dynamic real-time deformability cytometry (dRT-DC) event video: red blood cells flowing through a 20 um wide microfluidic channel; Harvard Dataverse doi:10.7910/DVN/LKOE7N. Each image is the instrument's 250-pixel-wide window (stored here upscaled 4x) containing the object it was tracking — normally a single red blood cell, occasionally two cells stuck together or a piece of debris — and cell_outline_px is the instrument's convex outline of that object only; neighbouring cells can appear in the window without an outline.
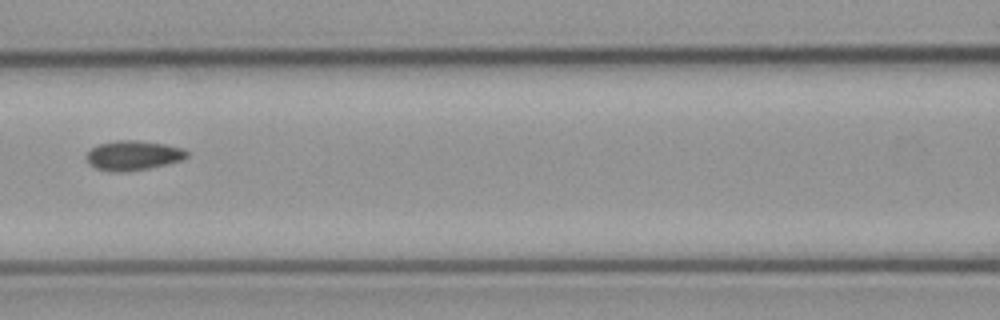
{"species": "common noctule bat (a hibernating species)", "species_latin": "Nyctalus noctula", "temperature_condition": "cold", "stored_images_in_passage": 4, "camera_frame_rate_fps": 3000, "um_per_image_px": 0.085, "animal": {"sex": "male", "body_mass_g": 23.1, "forearm_length_mm": 52.7}, "frame": {"image": 1, "passage_image": 4, "time_ms": 4.333, "image_size_px": [1000, 320], "cell_outline_px": [[188, 156], [184, 160], [168, 164], [148, 168], [124, 172], [108, 172], [96, 168], [88, 164], [88, 152], [92, 148], [100, 144], [116, 140], [136, 140], [164, 144], [184, 148], [188, 152]], "centroid_in_image_um": [11.35, 13.22], "position_along_channel_um": 155.2, "area_um2": 17.4}}